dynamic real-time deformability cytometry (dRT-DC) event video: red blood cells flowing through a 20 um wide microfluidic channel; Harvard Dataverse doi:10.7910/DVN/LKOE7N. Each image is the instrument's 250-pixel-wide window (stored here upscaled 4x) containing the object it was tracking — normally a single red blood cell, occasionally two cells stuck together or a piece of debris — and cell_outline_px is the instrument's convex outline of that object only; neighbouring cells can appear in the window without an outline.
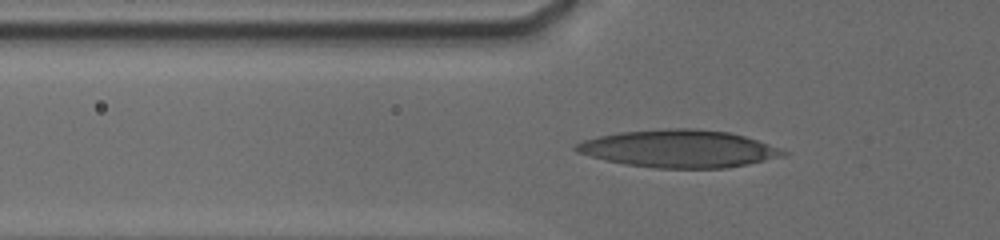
{"species": "human", "species_latin": "Homo sapiens", "temperature_condition": "cold", "stored_images_in_passage": 58, "camera_frame_rate_fps": 3000, "um_per_image_px": 0.085, "donor": {"sex": "male"}, "frame": {"image": 1, "passage_image": 2, "time_ms": 0.333, "image_size_px": [1000, 240], "cell_outline_px": [[788, 152], [784, 156], [748, 164], [724, 168], [656, 168], [624, 164], [576, 152], [572, 148], [572, 144], [580, 140], [620, 132], [668, 128], [696, 128], [728, 132], [744, 136], [768, 144]], "centroid_in_image_um": [57.66, 12.63], "position_along_channel_um": 68.1, "area_um2": 45.2}}
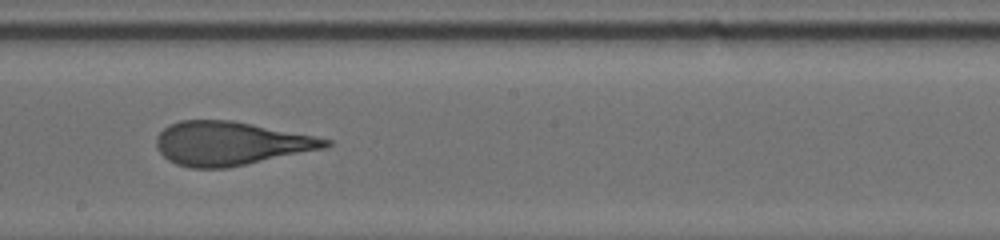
{"frame": {"image": 2, "passage_image": 30, "time_ms": 4.667, "image_size_px": [1000, 240], "cell_outline_px": [[332, 144], [324, 148], [228, 168], [192, 168], [176, 164], [168, 160], [156, 148], [156, 136], [168, 124], [180, 120], [232, 120], [332, 140]], "centroid_in_image_um": [19.53, 12.19], "position_along_channel_um": 228.7, "area_um2": 42.77}}
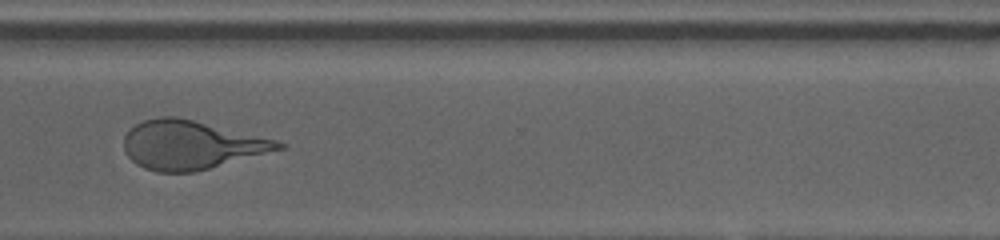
{"frame": {"image": 3, "passage_image": 57, "time_ms": 8.0, "image_size_px": [1000, 240], "cell_outline_px": [[288, 144], [284, 148], [196, 172], [156, 172], [144, 168], [136, 164], [124, 152], [124, 136], [136, 124], [144, 120], [160, 116], [176, 116], [276, 140]], "centroid_in_image_um": [16.21, 12.33], "position_along_channel_um": 354.4, "area_um2": 43.52}}